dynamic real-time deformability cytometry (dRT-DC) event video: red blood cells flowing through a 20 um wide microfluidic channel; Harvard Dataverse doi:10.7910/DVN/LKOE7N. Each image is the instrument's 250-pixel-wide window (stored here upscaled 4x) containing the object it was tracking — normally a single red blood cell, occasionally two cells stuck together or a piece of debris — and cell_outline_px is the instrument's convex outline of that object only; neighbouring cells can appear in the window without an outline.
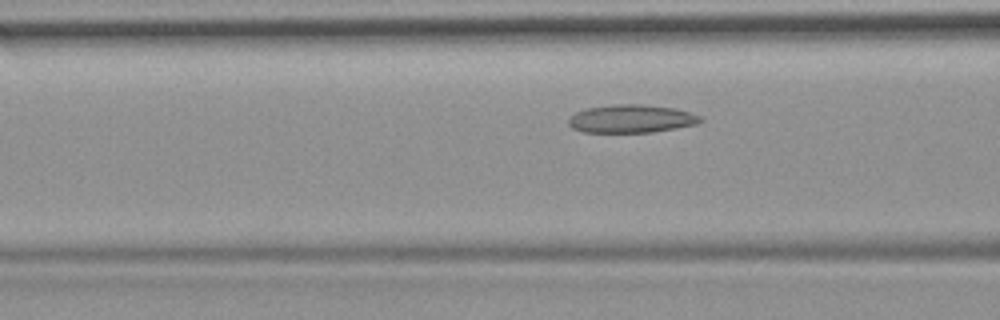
{"species": "common noctule bat (a hibernating species)", "species_latin": "Nyctalus noctula", "temperature_condition": "room temperature", "stored_images_in_passage": 47, "camera_frame_rate_fps": 3000, "um_per_image_px": 0.085, "animal": {"sex": "female", "body_mass_g": 19.9}, "frame": {"image": 1, "passage_image": 14, "time_ms": 4.333, "image_size_px": [1000, 320], "cell_outline_px": [[704, 120], [696, 124], [676, 128], [652, 132], [580, 132], [572, 128], [568, 124], [568, 116], [576, 112], [588, 108], [612, 104], [640, 104], [676, 108], [692, 112], [700, 116]], "centroid_in_image_um": [53.65, 10.09], "position_along_channel_um": 112.9, "area_um2": 21.79}, "authors_computed_cell_mechanics": {"area_um2": 21.0392, "velocity_mm_per_s": 3.69, "shape_relaxation_time_tau1_ms": null, "shape_relaxation_time_tau2_ms": 2.5942, "deformation_change_tau1": null, "deformation_change_tau2": 0.0936}}